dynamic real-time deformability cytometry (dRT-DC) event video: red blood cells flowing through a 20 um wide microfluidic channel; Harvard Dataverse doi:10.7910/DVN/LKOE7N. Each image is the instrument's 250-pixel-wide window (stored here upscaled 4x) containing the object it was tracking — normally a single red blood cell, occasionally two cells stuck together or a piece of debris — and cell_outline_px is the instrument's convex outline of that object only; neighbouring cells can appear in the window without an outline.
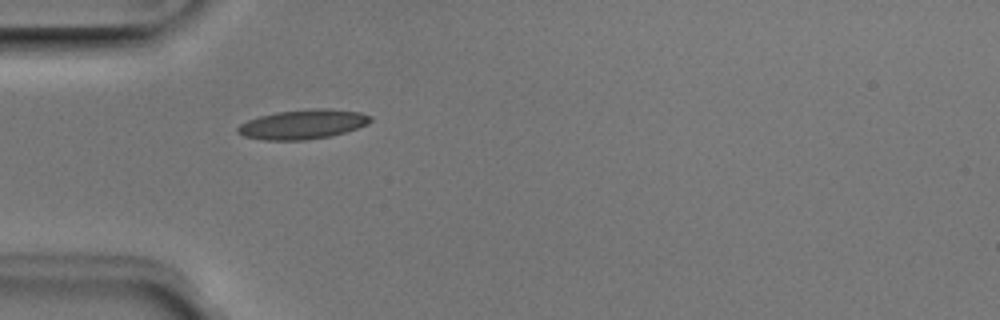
{"species": "Egyptian fruit bat (a non-hibernating species)", "species_latin": "Rousettus aegyptiacus", "temperature_condition": "room temperature", "stored_images_in_passage": 36, "camera_frame_rate_fps": 3000, "um_per_image_px": 0.085, "animal": {"sex": "male"}, "frame": {"image": 1, "passage_image": 1, "time_ms": 0.0, "image_size_px": [1000, 320], "cell_outline_px": [[372, 120], [368, 124], [332, 136], [304, 140], [264, 140], [244, 136], [236, 132], [236, 128], [240, 124], [248, 120], [260, 116], [276, 112], [316, 108], [332, 108], [360, 112], [372, 116]], "centroid_in_image_um": [25.75, 10.56], "position_along_channel_um": 59.2, "area_um2": 22.89}}
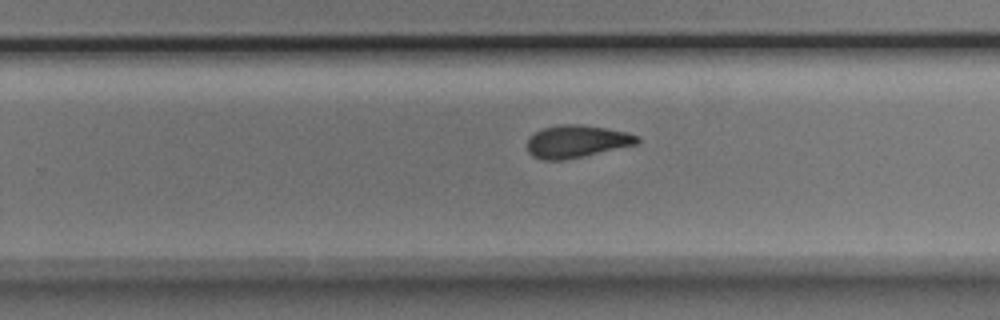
{"frame": {"image": 2, "passage_image": 18, "time_ms": 5.667, "image_size_px": [1000, 320], "cell_outline_px": [[640, 140], [636, 144], [584, 156], [564, 160], [544, 160], [532, 156], [528, 152], [528, 136], [544, 128], [560, 124], [580, 124], [628, 132], [640, 136]], "centroid_in_image_um": [49.01, 12.02], "position_along_channel_um": 280.8, "area_um2": 20.81}}
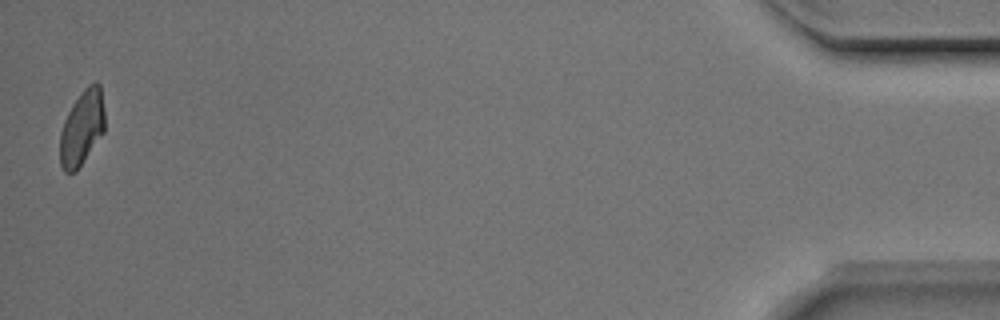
{"frame": {"image": 3, "passage_image": 36, "time_ms": 11.667, "image_size_px": [1000, 320], "cell_outline_px": [[104, 132], [76, 172], [64, 172], [60, 164], [60, 132], [64, 120], [72, 104], [84, 88], [88, 84], [96, 80], [100, 84], [104, 108]], "centroid_in_image_um": [6.97, 10.85], "position_along_channel_um": 428.2, "area_um2": 19.71}, "authors_computed_cell_mechanics": {"area_um2": 20.7502, "velocity_mm_per_s": 3.9774, "shape_relaxation_time_tau1_ms": 3.9335, "shape_relaxation_time_tau2_ms": 1.782, "deformation_change_tau1": 0.1531, "deformation_change_tau2": 0.0878}}